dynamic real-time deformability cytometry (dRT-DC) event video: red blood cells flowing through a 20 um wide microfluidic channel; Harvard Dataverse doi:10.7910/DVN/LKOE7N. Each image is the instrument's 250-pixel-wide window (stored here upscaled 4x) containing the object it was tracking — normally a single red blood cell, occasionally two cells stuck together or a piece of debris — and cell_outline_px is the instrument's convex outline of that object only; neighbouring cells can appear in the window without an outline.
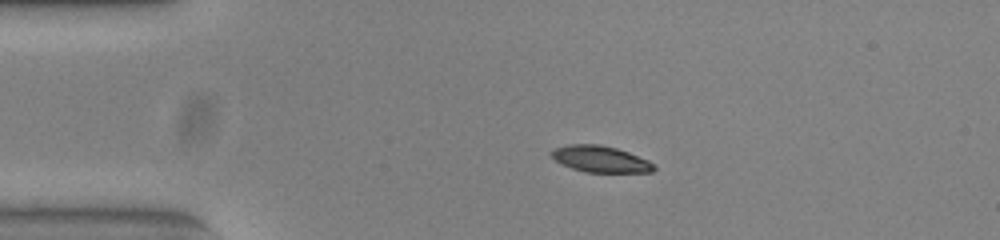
{"species": "common noctule bat (a hibernating species)", "species_latin": "Nyctalus noctula", "temperature_condition": "warm", "stored_images_in_passage": 43, "camera_frame_rate_fps": 3000, "um_per_image_px": 0.085, "animal": {"sex": "female", "body_mass_g": 23.0, "forearm_length_mm": 53.4}, "frame": {"image": 1, "passage_image": 1, "time_ms": 0.0, "image_size_px": [1000, 240], "cell_outline_px": [[656, 168], [652, 172], [584, 172], [572, 168], [556, 160], [548, 152], [556, 148], [568, 144], [600, 144], [616, 148], [628, 152], [648, 160]], "centroid_in_image_um": [51.03, 13.51], "position_along_channel_um": 34.0, "area_um2": 15.61}}
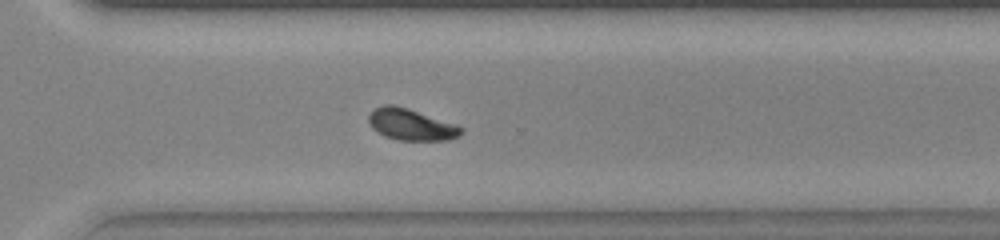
{"frame": {"image": 2, "passage_image": 28, "time_ms": 9.0, "image_size_px": [1000, 240], "cell_outline_px": [[464, 132], [460, 136], [452, 140], [400, 140], [384, 136], [376, 132], [368, 124], [368, 116], [376, 108], [384, 104], [392, 104], [408, 108], [456, 124], [464, 128]], "centroid_in_image_um": [34.96, 10.6], "position_along_channel_um": 335.6, "area_um2": 17.17}}
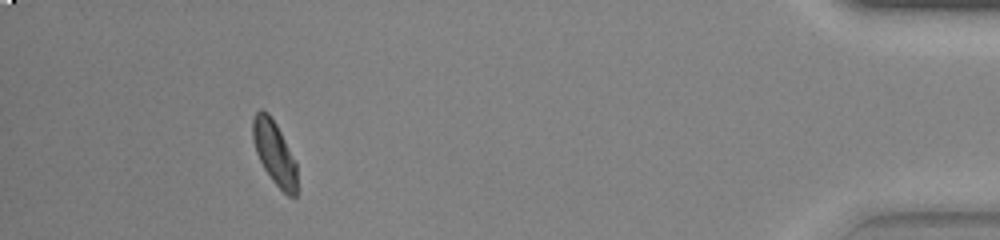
{"frame": {"image": 3, "passage_image": 39, "time_ms": 12.667, "image_size_px": [1000, 240], "cell_outline_px": [[296, 196], [288, 196], [272, 180], [264, 168], [256, 152], [252, 140], [252, 120], [256, 112], [260, 108], [268, 112], [276, 124], [296, 164]], "centroid_in_image_um": [23.29, 12.95], "position_along_channel_um": 411.9, "area_um2": 16.07}, "authors_computed_cell_mechanics": {"area_um2": 16.8198, "velocity_mm_per_s": 3.8247, "shape_relaxation_time_tau1_ms": 3.1702, "shape_relaxation_time_tau2_ms": null, "deformation_change_tau1": 0.1482, "deformation_change_tau2": null}}